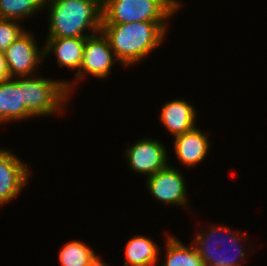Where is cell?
<instances>
[{"instance_id":"obj_1","label":"cell","mask_w":267,"mask_h":266,"mask_svg":"<svg viewBox=\"0 0 267 266\" xmlns=\"http://www.w3.org/2000/svg\"><path fill=\"white\" fill-rule=\"evenodd\" d=\"M168 27L169 22H133L102 24L101 31L120 64L131 67L140 64L164 43Z\"/></svg>"},{"instance_id":"obj_2","label":"cell","mask_w":267,"mask_h":266,"mask_svg":"<svg viewBox=\"0 0 267 266\" xmlns=\"http://www.w3.org/2000/svg\"><path fill=\"white\" fill-rule=\"evenodd\" d=\"M44 9L49 12L47 38L89 37L101 31L102 0H45Z\"/></svg>"},{"instance_id":"obj_3","label":"cell","mask_w":267,"mask_h":266,"mask_svg":"<svg viewBox=\"0 0 267 266\" xmlns=\"http://www.w3.org/2000/svg\"><path fill=\"white\" fill-rule=\"evenodd\" d=\"M194 234L195 246L204 266H244L246 259L245 233L236 232L228 226L212 225ZM244 242V243H243Z\"/></svg>"},{"instance_id":"obj_4","label":"cell","mask_w":267,"mask_h":266,"mask_svg":"<svg viewBox=\"0 0 267 266\" xmlns=\"http://www.w3.org/2000/svg\"><path fill=\"white\" fill-rule=\"evenodd\" d=\"M66 84L67 80L38 75L22 77V101L26 110L34 118L63 114L71 98Z\"/></svg>"},{"instance_id":"obj_5","label":"cell","mask_w":267,"mask_h":266,"mask_svg":"<svg viewBox=\"0 0 267 266\" xmlns=\"http://www.w3.org/2000/svg\"><path fill=\"white\" fill-rule=\"evenodd\" d=\"M179 10L171 0H102V24L169 22Z\"/></svg>"},{"instance_id":"obj_6","label":"cell","mask_w":267,"mask_h":266,"mask_svg":"<svg viewBox=\"0 0 267 266\" xmlns=\"http://www.w3.org/2000/svg\"><path fill=\"white\" fill-rule=\"evenodd\" d=\"M116 62L119 63L111 49L108 38L102 31L86 37L81 68L79 72L74 75L76 80H69L66 84L70 96L73 95L76 85L78 83L80 84L79 81H81V79L83 80L87 75L104 80L111 74V68Z\"/></svg>"},{"instance_id":"obj_7","label":"cell","mask_w":267,"mask_h":266,"mask_svg":"<svg viewBox=\"0 0 267 266\" xmlns=\"http://www.w3.org/2000/svg\"><path fill=\"white\" fill-rule=\"evenodd\" d=\"M4 56L10 78L39 74V67L44 62L43 48L39 47L34 33L29 30L7 47Z\"/></svg>"},{"instance_id":"obj_8","label":"cell","mask_w":267,"mask_h":266,"mask_svg":"<svg viewBox=\"0 0 267 266\" xmlns=\"http://www.w3.org/2000/svg\"><path fill=\"white\" fill-rule=\"evenodd\" d=\"M184 175L175 166L168 165L146 179L147 192L159 203L190 209Z\"/></svg>"},{"instance_id":"obj_9","label":"cell","mask_w":267,"mask_h":266,"mask_svg":"<svg viewBox=\"0 0 267 266\" xmlns=\"http://www.w3.org/2000/svg\"><path fill=\"white\" fill-rule=\"evenodd\" d=\"M159 140L143 137L125 149V159L130 170L146 178L169 165L168 151Z\"/></svg>"},{"instance_id":"obj_10","label":"cell","mask_w":267,"mask_h":266,"mask_svg":"<svg viewBox=\"0 0 267 266\" xmlns=\"http://www.w3.org/2000/svg\"><path fill=\"white\" fill-rule=\"evenodd\" d=\"M9 149L0 148V207L22 193L31 179V168Z\"/></svg>"},{"instance_id":"obj_11","label":"cell","mask_w":267,"mask_h":266,"mask_svg":"<svg viewBox=\"0 0 267 266\" xmlns=\"http://www.w3.org/2000/svg\"><path fill=\"white\" fill-rule=\"evenodd\" d=\"M205 132L197 126L193 130L173 138V150L176 159L185 168H194L208 156L211 142L209 131Z\"/></svg>"},{"instance_id":"obj_12","label":"cell","mask_w":267,"mask_h":266,"mask_svg":"<svg viewBox=\"0 0 267 266\" xmlns=\"http://www.w3.org/2000/svg\"><path fill=\"white\" fill-rule=\"evenodd\" d=\"M198 112L194 105L184 99H172L162 105L159 119L173 136L184 134L197 127L196 118Z\"/></svg>"},{"instance_id":"obj_13","label":"cell","mask_w":267,"mask_h":266,"mask_svg":"<svg viewBox=\"0 0 267 266\" xmlns=\"http://www.w3.org/2000/svg\"><path fill=\"white\" fill-rule=\"evenodd\" d=\"M43 43L44 60L55 54L58 67L79 72L82 63L86 37L78 38H46ZM49 55V56H48Z\"/></svg>"},{"instance_id":"obj_14","label":"cell","mask_w":267,"mask_h":266,"mask_svg":"<svg viewBox=\"0 0 267 266\" xmlns=\"http://www.w3.org/2000/svg\"><path fill=\"white\" fill-rule=\"evenodd\" d=\"M34 118L22 101V77L0 83V125ZM3 123V124H2Z\"/></svg>"},{"instance_id":"obj_15","label":"cell","mask_w":267,"mask_h":266,"mask_svg":"<svg viewBox=\"0 0 267 266\" xmlns=\"http://www.w3.org/2000/svg\"><path fill=\"white\" fill-rule=\"evenodd\" d=\"M159 247L152 238L134 235L124 248V266H157L161 255Z\"/></svg>"},{"instance_id":"obj_16","label":"cell","mask_w":267,"mask_h":266,"mask_svg":"<svg viewBox=\"0 0 267 266\" xmlns=\"http://www.w3.org/2000/svg\"><path fill=\"white\" fill-rule=\"evenodd\" d=\"M167 235V236H166ZM166 237L164 262L160 266H204L195 246L183 244L174 235L164 234Z\"/></svg>"},{"instance_id":"obj_17","label":"cell","mask_w":267,"mask_h":266,"mask_svg":"<svg viewBox=\"0 0 267 266\" xmlns=\"http://www.w3.org/2000/svg\"><path fill=\"white\" fill-rule=\"evenodd\" d=\"M44 4L45 0H0V19L23 22L43 12Z\"/></svg>"},{"instance_id":"obj_18","label":"cell","mask_w":267,"mask_h":266,"mask_svg":"<svg viewBox=\"0 0 267 266\" xmlns=\"http://www.w3.org/2000/svg\"><path fill=\"white\" fill-rule=\"evenodd\" d=\"M91 248L80 240L66 242L59 250L60 266H87L97 254Z\"/></svg>"},{"instance_id":"obj_19","label":"cell","mask_w":267,"mask_h":266,"mask_svg":"<svg viewBox=\"0 0 267 266\" xmlns=\"http://www.w3.org/2000/svg\"><path fill=\"white\" fill-rule=\"evenodd\" d=\"M21 22L8 19H0V51H5L26 29Z\"/></svg>"},{"instance_id":"obj_20","label":"cell","mask_w":267,"mask_h":266,"mask_svg":"<svg viewBox=\"0 0 267 266\" xmlns=\"http://www.w3.org/2000/svg\"><path fill=\"white\" fill-rule=\"evenodd\" d=\"M8 79H10V76L7 70L4 52L0 51V83Z\"/></svg>"},{"instance_id":"obj_21","label":"cell","mask_w":267,"mask_h":266,"mask_svg":"<svg viewBox=\"0 0 267 266\" xmlns=\"http://www.w3.org/2000/svg\"><path fill=\"white\" fill-rule=\"evenodd\" d=\"M87 266H110V264L105 263L102 257L96 254Z\"/></svg>"},{"instance_id":"obj_22","label":"cell","mask_w":267,"mask_h":266,"mask_svg":"<svg viewBox=\"0 0 267 266\" xmlns=\"http://www.w3.org/2000/svg\"><path fill=\"white\" fill-rule=\"evenodd\" d=\"M179 9L182 8V2L180 0H171Z\"/></svg>"}]
</instances>
